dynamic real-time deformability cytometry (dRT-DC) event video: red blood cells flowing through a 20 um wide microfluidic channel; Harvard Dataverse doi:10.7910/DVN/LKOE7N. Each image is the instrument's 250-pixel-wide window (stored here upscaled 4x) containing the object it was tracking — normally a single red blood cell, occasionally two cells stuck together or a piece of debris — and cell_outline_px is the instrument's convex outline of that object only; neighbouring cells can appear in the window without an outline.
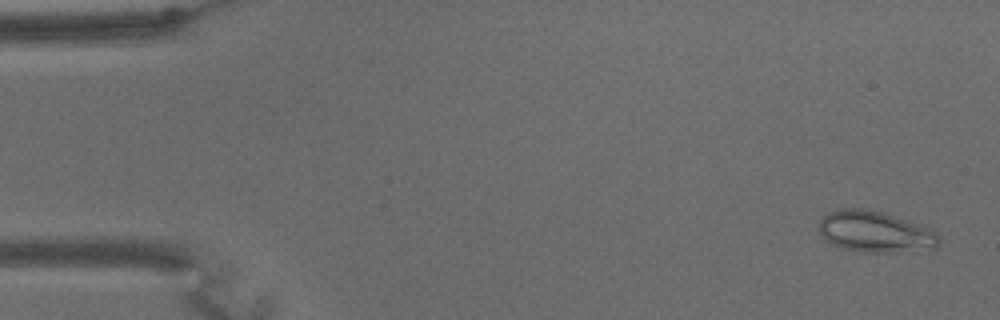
{"species": "common noctule bat (a hibernating species)", "species_latin": "Nyctalus noctula", "temperature_condition": "warm", "stored_images_in_passage": 66, "camera_frame_rate_fps": 3000, "um_per_image_px": 0.085, "animal": {"sex": "male", "body_mass_g": 15.6}, "frame": {"image": 1, "passage_image": 3, "time_ms": 0.667, "image_size_px": [1000, 320], "cell_outline_px": [[940, 244], [936, 248], [916, 252], [856, 252], [832, 244], [824, 240], [820, 236], [820, 220], [828, 212], [836, 208], [864, 208], [880, 212], [928, 228], [936, 232], [940, 240]], "centroid_in_image_um": [74.37, 19.73], "position_along_channel_um": 10.6, "area_um2": 28.96}}
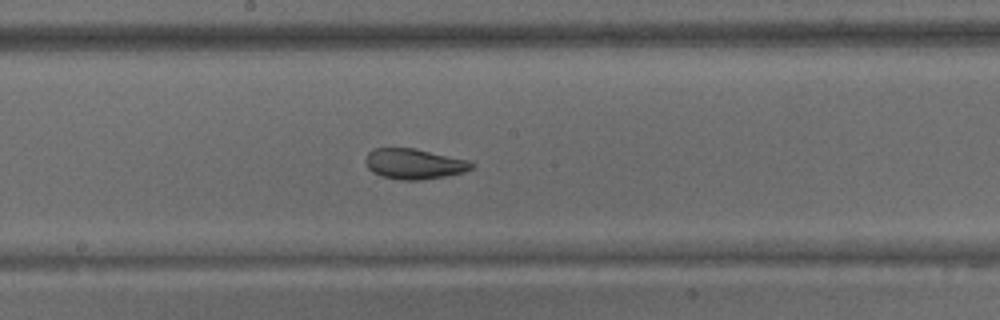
{"frame": {"image": 2, "passage_image": 35, "time_ms": 11.333, "image_size_px": [1000, 320], "cell_outline_px": [[476, 164], [472, 168], [464, 172], [444, 176], [420, 180], [400, 180], [384, 176], [372, 172], [368, 168], [364, 160], [368, 152], [372, 148], [412, 148], [468, 160]], "centroid_in_image_um": [35.18, 13.93], "position_along_channel_um": 213.0, "area_um2": 18.67}}
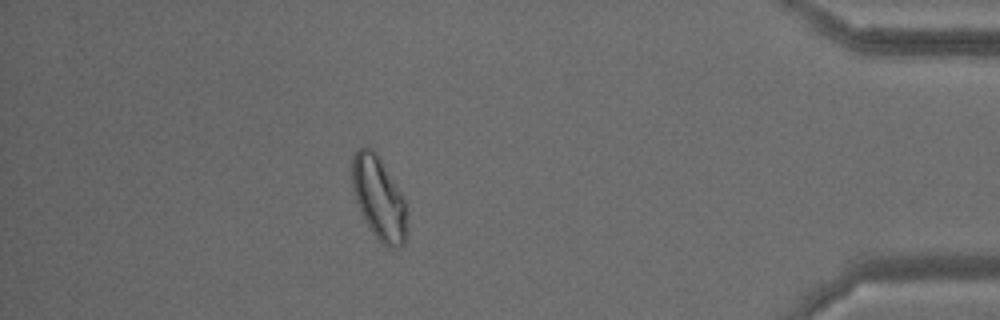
{"frame": {"image": 3, "passage_image": 58, "time_ms": 19.0, "image_size_px": [1000, 320], "cell_outline_px": [[408, 212], [404, 244], [396, 248], [384, 244], [376, 236], [360, 212], [352, 188], [352, 156], [356, 148], [372, 148], [376, 152], [400, 192], [404, 200]], "centroid_in_image_um": [32.19, 16.82], "position_along_channel_um": 403.0, "area_um2": 26.18}, "authors_computed_cell_mechanics": {"area_um2": 24.0448, "velocity_mm_per_s": 3.062, "shape_relaxation_time_tau1_ms": 8.861, "shape_relaxation_time_tau2_ms": 1.2366, "deformation_change_tau1": 0.1594, "deformation_change_tau2": 0.0537}}